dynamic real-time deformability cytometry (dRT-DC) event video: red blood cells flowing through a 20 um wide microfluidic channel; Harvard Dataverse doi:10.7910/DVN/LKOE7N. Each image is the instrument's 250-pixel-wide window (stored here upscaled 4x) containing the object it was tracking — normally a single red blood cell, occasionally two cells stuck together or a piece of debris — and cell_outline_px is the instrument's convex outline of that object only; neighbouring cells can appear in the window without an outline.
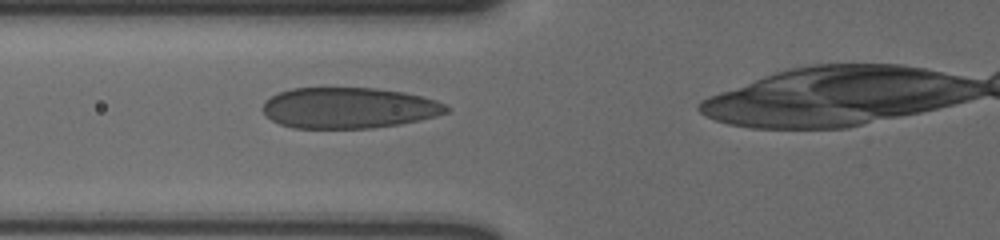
{"species": "human", "species_latin": "Homo sapiens", "temperature_condition": "cold", "stored_images_in_passage": 2, "camera_frame_rate_fps": 3000, "um_per_image_px": 0.085, "donor": {"sex": "male"}, "frame": {"image": 1, "passage_image": 2, "time_ms": 0.333, "image_size_px": [1000, 240], "cell_outline_px": [[452, 108], [448, 112], [436, 116], [420, 120], [400, 124], [372, 128], [292, 128], [280, 124], [272, 120], [264, 112], [264, 104], [272, 96], [280, 92], [292, 88], [376, 88], [404, 92], [436, 100]], "centroid_in_image_um": [29.69, 9.18], "position_along_channel_um": 96.1, "area_um2": 43.64}}